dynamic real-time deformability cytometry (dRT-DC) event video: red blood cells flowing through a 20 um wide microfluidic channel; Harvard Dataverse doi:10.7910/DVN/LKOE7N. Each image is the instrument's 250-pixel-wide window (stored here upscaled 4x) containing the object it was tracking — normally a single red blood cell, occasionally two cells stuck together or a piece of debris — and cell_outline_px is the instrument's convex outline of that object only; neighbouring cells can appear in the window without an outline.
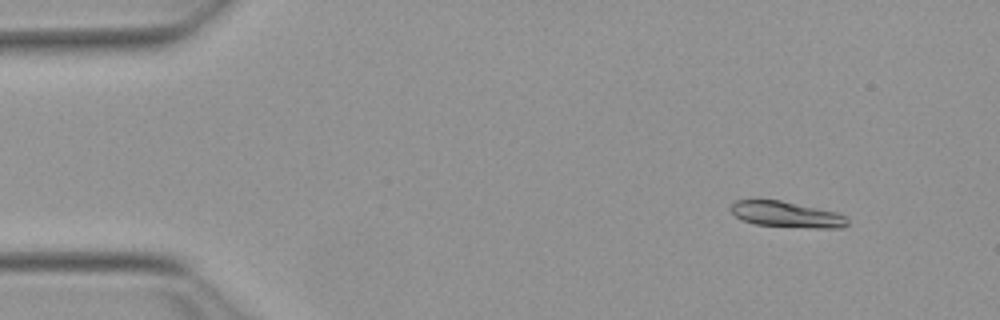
{"species": "Egyptian fruit bat (a non-hibernating species)", "species_latin": "Rousettus aegyptiacus", "temperature_condition": "warm", "stored_images_in_passage": 53, "camera_frame_rate_fps": 3000, "um_per_image_px": 0.085, "animal": {"sex": "female"}, "frame": {"image": 1, "passage_image": 6, "time_ms": 1.667, "image_size_px": [1000, 320], "cell_outline_px": [[848, 224], [840, 228], [816, 228], [756, 224], [740, 220], [728, 208], [736, 200], [780, 200], [836, 212], [844, 216], [848, 220]], "centroid_in_image_um": [66.83, 18.22], "position_along_channel_um": 18.2, "area_um2": 17.4}}
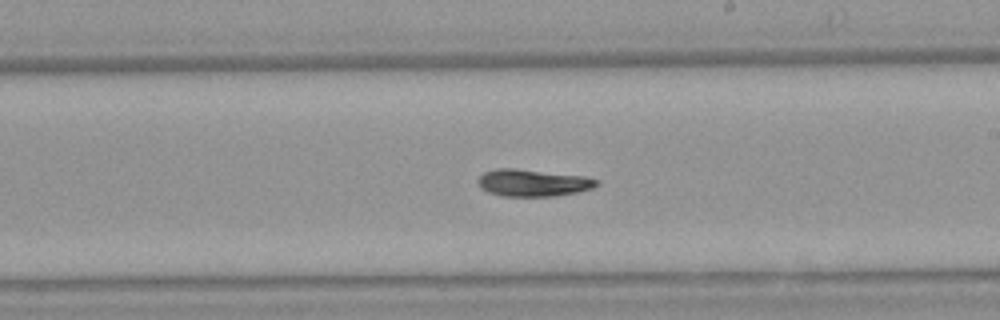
{"frame": {"image": 2, "passage_image": 31, "time_ms": 10.0, "image_size_px": [1000, 320], "cell_outline_px": [[600, 184], [592, 188], [576, 192], [556, 196], [500, 196], [488, 192], [480, 188], [476, 180], [484, 172], [496, 168], [516, 168], [584, 176], [600, 180]], "centroid_in_image_um": [45.28, 15.53], "position_along_channel_um": 243.7, "area_um2": 18.9}}
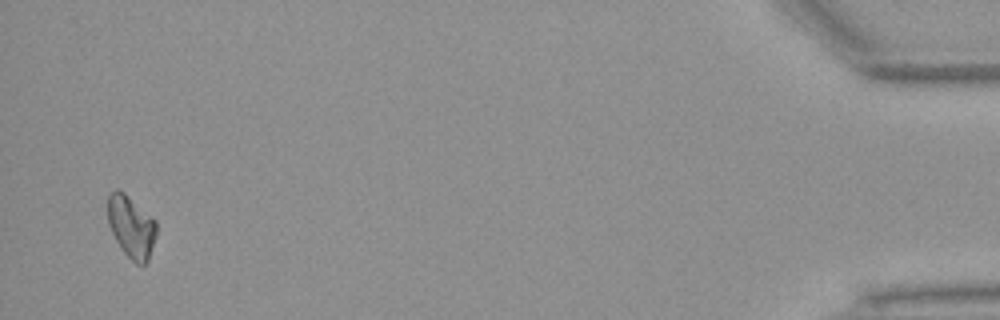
{"frame": {"image": 3, "passage_image": 52, "time_ms": 17.0, "image_size_px": [1000, 320], "cell_outline_px": [[156, 236], [148, 260], [144, 264], [136, 264], [120, 248], [108, 224], [108, 192], [116, 188], [124, 192], [152, 216], [156, 220]], "centroid_in_image_um": [11.15, 19.24], "position_along_channel_um": 424.0, "area_um2": 17.69}}